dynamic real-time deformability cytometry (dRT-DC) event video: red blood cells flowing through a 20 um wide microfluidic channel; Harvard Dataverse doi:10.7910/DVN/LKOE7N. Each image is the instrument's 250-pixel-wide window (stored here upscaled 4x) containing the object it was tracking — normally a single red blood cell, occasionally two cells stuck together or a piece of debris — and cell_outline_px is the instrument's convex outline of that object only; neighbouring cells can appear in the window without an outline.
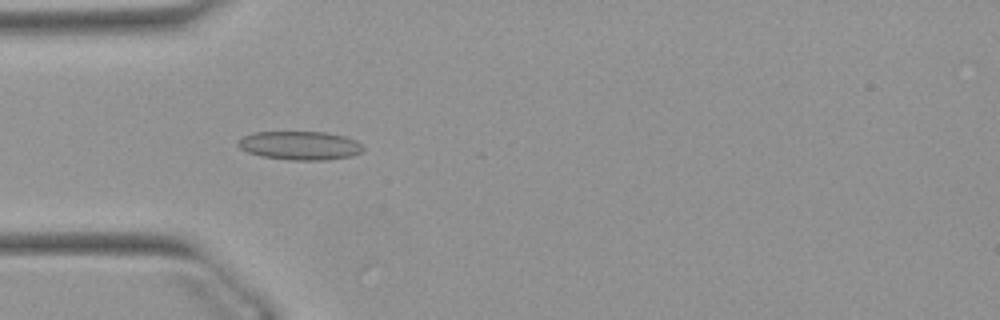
{"species": "Egyptian fruit bat (a non-hibernating species)", "species_latin": "Rousettus aegyptiacus", "temperature_condition": "warm", "stored_images_in_passage": 51, "camera_frame_rate_fps": 3000, "um_per_image_px": 0.085, "animal": {"sex": "female"}, "frame": {"image": 1, "passage_image": 15, "time_ms": 4.667, "image_size_px": [1000, 320], "cell_outline_px": [[364, 148], [360, 152], [352, 156], [324, 160], [288, 160], [260, 156], [248, 152], [240, 148], [236, 144], [236, 140], [252, 132], [324, 132], [344, 136], [356, 140]], "centroid_in_image_um": [25.45, 12.37], "position_along_channel_um": 59.6, "area_um2": 20.98}}
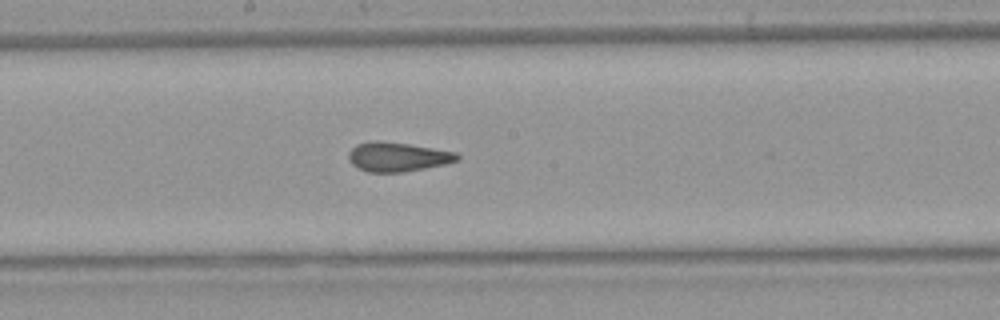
{"frame": {"image": 2, "passage_image": 27, "time_ms": 8.667, "image_size_px": [1000, 320], "cell_outline_px": [[460, 160], [444, 164], [404, 172], [368, 172], [356, 168], [348, 160], [348, 152], [356, 144], [376, 140], [408, 144], [456, 152], [460, 156]], "centroid_in_image_um": [33.76, 13.34], "position_along_channel_um": 214.4, "area_um2": 18.55}}
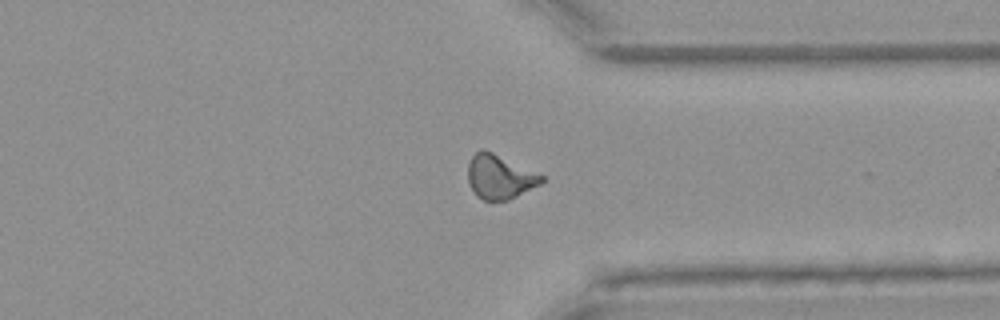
{"frame": {"image": 3, "passage_image": 39, "time_ms": 12.667, "image_size_px": [1000, 320], "cell_outline_px": [[544, 180], [540, 184], [508, 200], [484, 200], [476, 196], [468, 184], [468, 164], [472, 156], [480, 148], [484, 148], [544, 176]], "centroid_in_image_um": [42.43, 15.02], "position_along_channel_um": 369.0, "area_um2": 18.84}, "authors_computed_cell_mechanics": {"area_um2": 18.8428, "velocity_mm_per_s": 3.921, "shape_relaxation_time_tau1_ms": null, "shape_relaxation_time_tau2_ms": 1.8233, "deformation_change_tau1": null, "deformation_change_tau2": 0.1046}}